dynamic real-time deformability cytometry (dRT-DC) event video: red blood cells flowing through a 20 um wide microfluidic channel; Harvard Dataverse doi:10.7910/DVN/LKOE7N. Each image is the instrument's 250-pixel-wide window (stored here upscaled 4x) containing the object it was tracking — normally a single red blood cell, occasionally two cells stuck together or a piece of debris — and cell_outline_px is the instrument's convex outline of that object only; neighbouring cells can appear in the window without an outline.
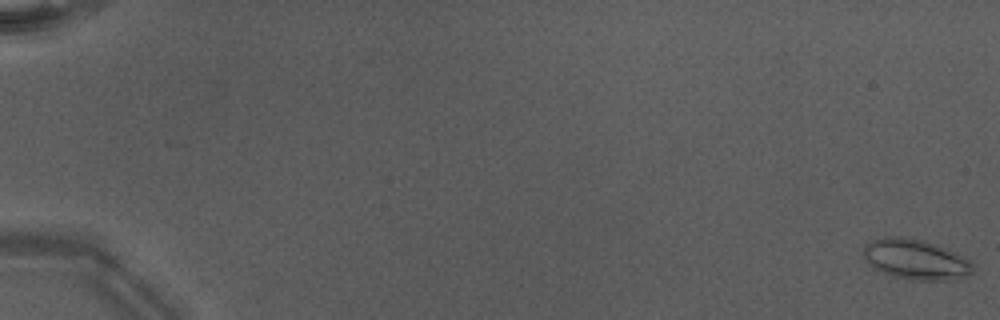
{"species": "Egyptian fruit bat (a non-hibernating species)", "species_latin": "Rousettus aegyptiacus", "temperature_condition": "warm", "stored_images_in_passage": 12, "camera_frame_rate_fps": 3000, "um_per_image_px": 0.085, "animal": {"sex": "male"}, "frame": {"image": 1, "passage_image": 1, "time_ms": 0.0, "image_size_px": [1000, 320], "cell_outline_px": [[972, 272], [968, 276], [952, 280], [912, 280], [892, 276], [880, 272], [872, 268], [860, 256], [864, 248], [872, 240], [884, 236], [900, 236], [924, 240], [948, 248], [972, 260]], "centroid_in_image_um": [77.81, 22.05], "position_along_channel_um": 7.2, "area_um2": 26.3}}